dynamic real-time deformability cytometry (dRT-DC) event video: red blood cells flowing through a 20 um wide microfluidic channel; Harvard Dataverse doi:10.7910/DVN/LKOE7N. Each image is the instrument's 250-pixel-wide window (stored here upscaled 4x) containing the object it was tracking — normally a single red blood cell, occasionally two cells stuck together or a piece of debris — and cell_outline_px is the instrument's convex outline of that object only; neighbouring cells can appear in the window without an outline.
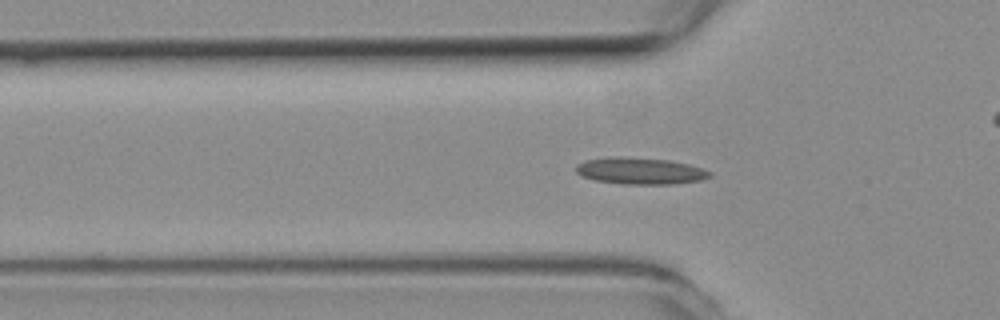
{"species": "common noctule bat (a hibernating species)", "species_latin": "Nyctalus noctula", "temperature_condition": "room temperature", "stored_images_in_passage": 55, "camera_frame_rate_fps": 3000, "um_per_image_px": 0.085, "animal": {"sex": "female", "body_mass_g": 19.3, "forearm_length_mm": 54.1}, "frame": {"image": 1, "passage_image": 17, "time_ms": 5.333, "image_size_px": [1000, 320], "cell_outline_px": [[712, 176], [700, 180], [672, 184], [620, 184], [596, 180], [584, 176], [576, 172], [576, 164], [584, 160], [620, 156], [668, 160], [688, 164], [704, 168], [712, 172]], "centroid_in_image_um": [54.44, 14.53], "position_along_channel_um": 71.4, "area_um2": 20.75}}
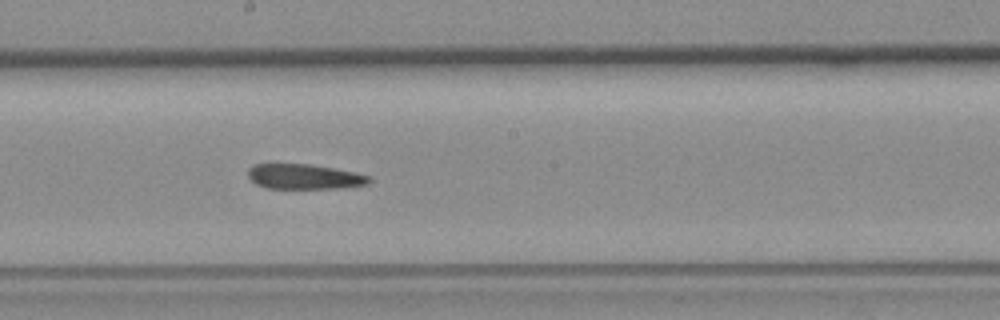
{"frame": {"image": 2, "passage_image": 29, "time_ms": 9.333, "image_size_px": [1000, 320], "cell_outline_px": [[372, 180], [368, 184], [344, 188], [268, 188], [256, 184], [248, 176], [248, 168], [252, 164], [268, 160], [308, 164], [356, 172], [372, 176]], "centroid_in_image_um": [25.8, 14.96], "position_along_channel_um": 222.4, "area_um2": 18.55}}
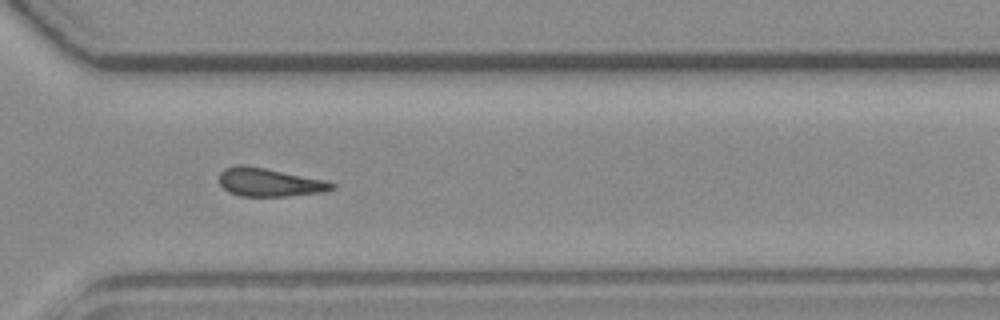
{"frame": {"image": 3, "passage_image": 39, "time_ms": 12.667, "image_size_px": [1000, 320], "cell_outline_px": [[336, 188], [324, 192], [288, 196], [240, 196], [228, 192], [220, 184], [220, 172], [224, 168], [236, 164], [244, 164], [328, 180], [336, 184]], "centroid_in_image_um": [22.93, 15.49], "position_along_channel_um": 347.7, "area_um2": 18.9}}